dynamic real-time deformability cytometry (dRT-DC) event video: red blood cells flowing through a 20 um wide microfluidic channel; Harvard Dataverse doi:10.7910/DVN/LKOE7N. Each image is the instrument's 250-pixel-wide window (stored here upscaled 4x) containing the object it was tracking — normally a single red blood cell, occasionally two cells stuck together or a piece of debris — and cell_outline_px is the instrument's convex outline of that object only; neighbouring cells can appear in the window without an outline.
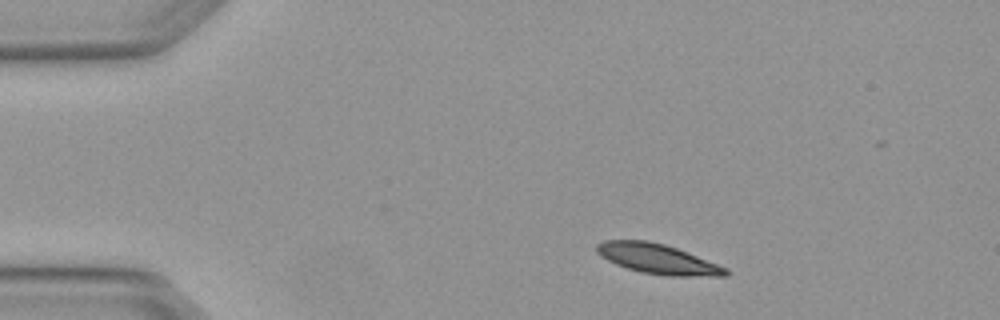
{"species": "Egyptian fruit bat (a non-hibernating species)", "species_latin": "Rousettus aegyptiacus", "temperature_condition": "warm", "stored_images_in_passage": 5, "camera_frame_rate_fps": 3000, "um_per_image_px": 0.085, "animal": {"sex": "female"}, "frame": {"image": 1, "passage_image": 1, "time_ms": 0.0, "image_size_px": [1000, 320], "cell_outline_px": [[728, 276], [668, 276], [640, 272], [616, 264], [600, 256], [596, 252], [596, 244], [604, 240], [648, 240], [664, 244], [676, 248], [728, 268]], "centroid_in_image_um": [55.88, 22.01], "position_along_channel_um": 29.1, "area_um2": 22.43}}
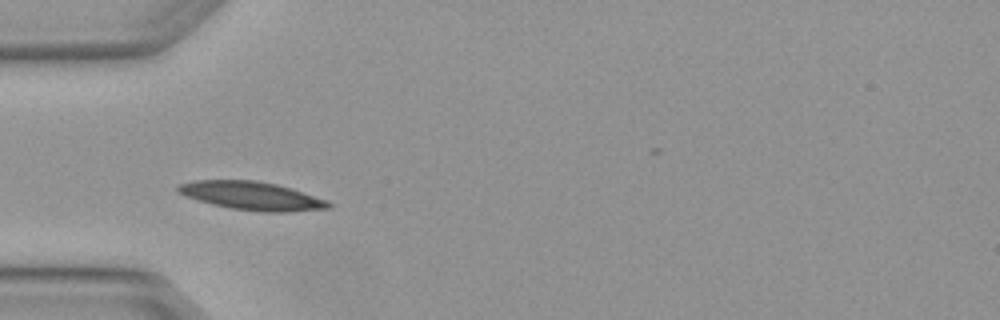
{"frame": {"image": 2, "passage_image": 3, "time_ms": 0.667, "image_size_px": [1000, 320], "cell_outline_px": [[332, 208], [288, 212], [264, 212], [232, 208], [212, 204], [184, 196], [176, 192], [176, 188], [180, 184], [196, 180], [256, 180], [276, 184], [328, 200], [332, 204]], "centroid_in_image_um": [21.4, 16.65], "position_along_channel_um": 63.6, "area_um2": 24.8}}
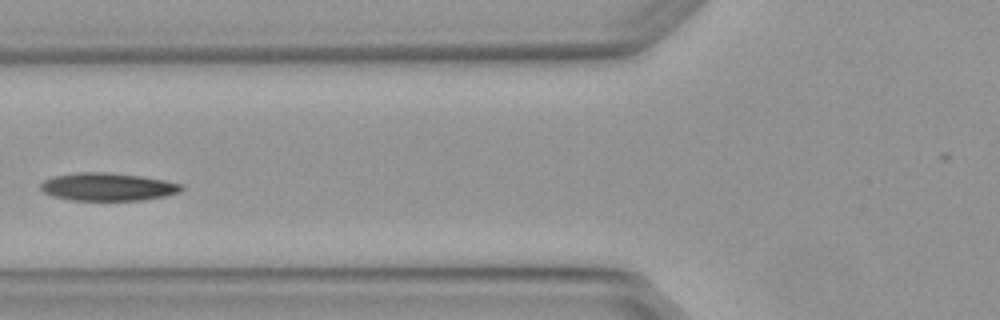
{"frame": {"image": 3, "passage_image": 4, "time_ms": 1.0, "image_size_px": [1000, 320], "cell_outline_px": [[184, 188], [180, 192], [164, 196], [140, 200], [72, 200], [52, 196], [44, 192], [40, 188], [40, 184], [44, 180], [52, 176], [80, 172], [108, 172], [140, 176], [164, 180], [184, 184]], "centroid_in_image_um": [9.16, 15.87], "position_along_channel_um": 116.6, "area_um2": 22.89}}